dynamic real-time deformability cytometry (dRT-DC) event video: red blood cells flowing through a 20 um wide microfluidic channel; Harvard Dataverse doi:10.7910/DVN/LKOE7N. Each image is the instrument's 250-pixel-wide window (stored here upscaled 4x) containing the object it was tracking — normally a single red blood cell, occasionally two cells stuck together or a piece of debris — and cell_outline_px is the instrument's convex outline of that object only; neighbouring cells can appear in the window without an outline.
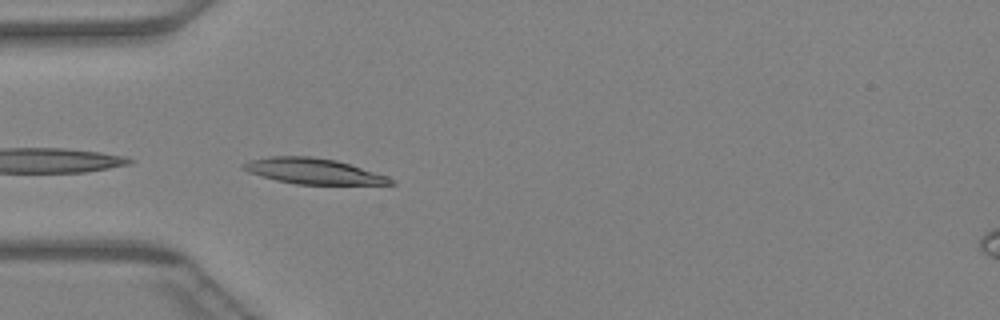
{"species": "Egyptian fruit bat (a non-hibernating species)", "species_latin": "Rousettus aegyptiacus", "temperature_condition": "warm", "stored_images_in_passage": 32, "camera_frame_rate_fps": 3000, "um_per_image_px": 0.085, "animal": {"sex": "female"}, "frame": {"image": 1, "passage_image": 1, "time_ms": 0.0, "image_size_px": [1000, 320], "cell_outline_px": [[396, 184], [296, 184], [276, 180], [248, 172], [240, 168], [240, 164], [252, 160], [268, 156], [312, 156], [336, 160], [388, 176], [396, 180]], "centroid_in_image_um": [26.62, 14.54], "position_along_channel_um": 58.4, "area_um2": 21.96}}
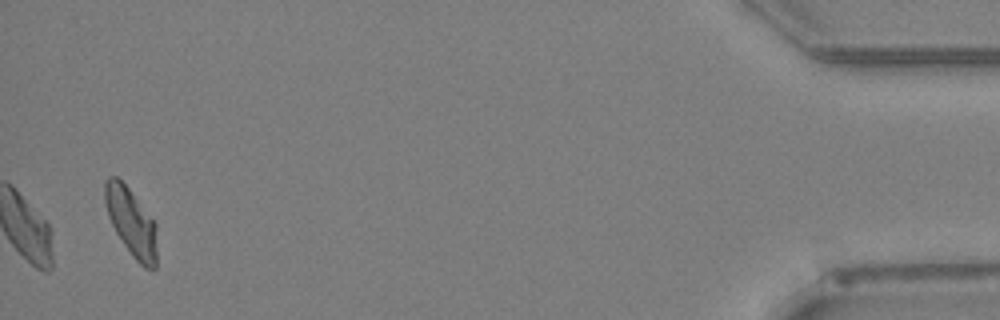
{"frame": {"image": 2, "passage_image": 32, "time_ms": 10.333, "image_size_px": [1000, 320], "cell_outline_px": [[156, 268], [144, 268], [132, 256], [116, 232], [108, 216], [104, 200], [104, 184], [108, 176], [116, 176], [128, 188], [156, 224]], "centroid_in_image_um": [11.14, 18.88], "position_along_channel_um": 424.1, "area_um2": 20.29}}